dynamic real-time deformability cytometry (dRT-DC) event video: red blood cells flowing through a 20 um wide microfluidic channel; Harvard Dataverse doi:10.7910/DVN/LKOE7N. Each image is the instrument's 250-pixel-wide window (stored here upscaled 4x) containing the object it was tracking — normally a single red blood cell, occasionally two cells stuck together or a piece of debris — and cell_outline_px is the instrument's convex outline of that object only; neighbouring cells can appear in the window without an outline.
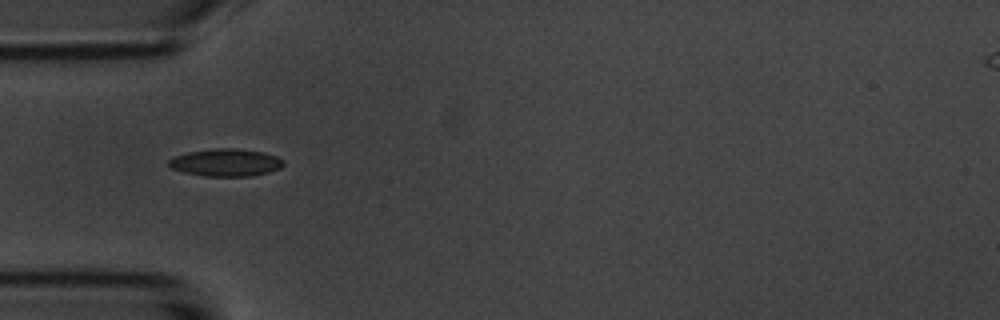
{"species": "common noctule bat (a hibernating species)", "species_latin": "Nyctalus noctula", "temperature_condition": "room temperature", "stored_images_in_passage": 6, "camera_frame_rate_fps": 3000, "um_per_image_px": 0.085, "animal": {"sex": "male", "body_mass_g": 20.1, "forearm_length_mm": 53.5}, "frame": {"image": 1, "passage_image": 1, "time_ms": 0.0, "image_size_px": [1000, 320], "cell_outline_px": [[284, 164], [280, 168], [268, 172], [252, 176], [204, 176], [184, 172], [172, 168], [168, 164], [168, 160], [176, 156], [188, 152], [216, 148], [232, 148], [264, 152], [276, 156], [284, 160]], "centroid_in_image_um": [19.21, 13.81], "position_along_channel_um": 65.8, "area_um2": 18.26}}
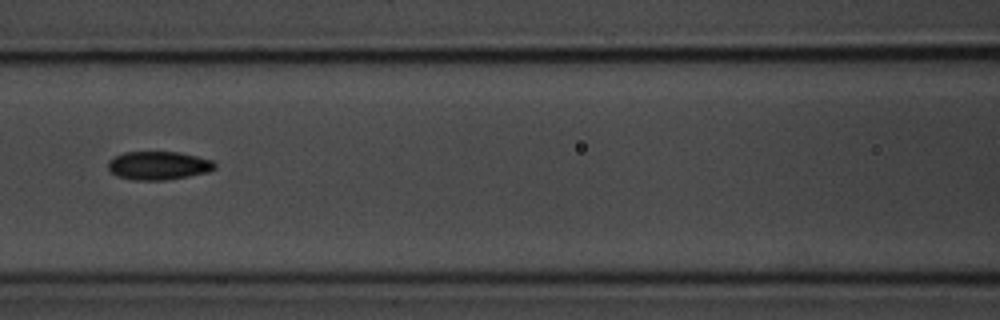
{"frame": {"image": 2, "passage_image": 3, "time_ms": 2.333, "image_size_px": [1000, 320], "cell_outline_px": [[216, 168], [208, 172], [168, 180], [132, 180], [116, 176], [108, 168], [108, 160], [124, 152], [180, 152], [212, 160], [216, 164]], "centroid_in_image_um": [13.47, 14.07], "position_along_channel_um": 153.1, "area_um2": 17.74}}
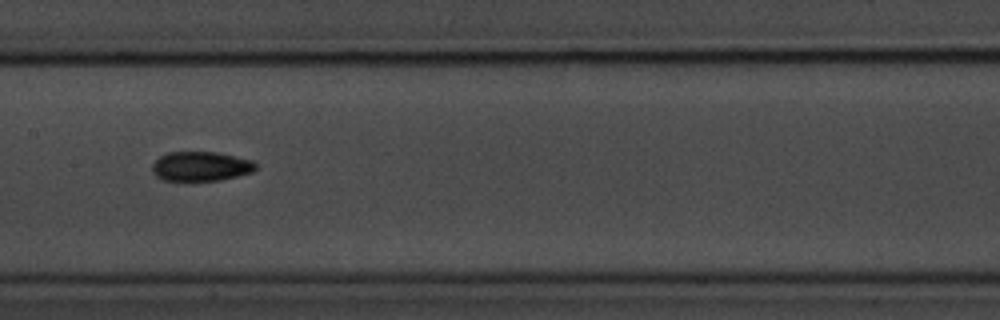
{"frame": {"image": 3, "passage_image": 4, "time_ms": 3.333, "image_size_px": [1000, 320], "cell_outline_px": [[256, 168], [252, 172], [220, 180], [164, 180], [156, 176], [152, 172], [152, 164], [160, 156], [168, 152], [216, 152], [252, 160], [256, 164]], "centroid_in_image_um": [17.05, 14.13], "position_along_channel_um": 190.3, "area_um2": 17.63}}